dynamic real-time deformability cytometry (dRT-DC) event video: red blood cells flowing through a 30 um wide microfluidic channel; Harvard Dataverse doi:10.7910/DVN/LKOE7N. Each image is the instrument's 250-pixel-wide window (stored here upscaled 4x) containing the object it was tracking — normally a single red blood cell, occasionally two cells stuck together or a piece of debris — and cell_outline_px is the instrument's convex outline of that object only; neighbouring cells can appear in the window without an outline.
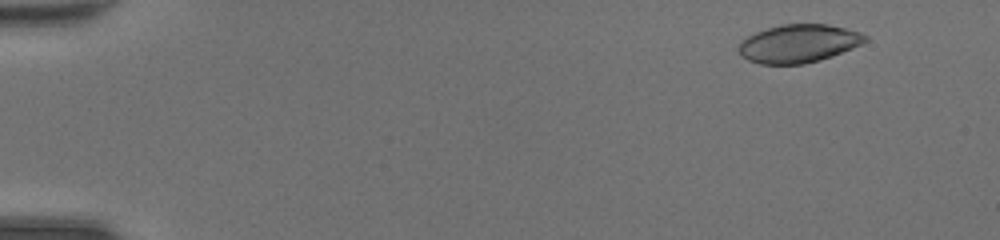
{"species": "common noctule bat (a hibernating species)", "species_latin": "Nyctalus noctula", "temperature_condition": "room temperature", "stored_images_in_passage": 48, "camera_frame_rate_fps": 3000, "um_per_image_px": 0.085, "animal": {"sex": "female", "body_mass_g": 20.0, "forearm_length_mm": 54.0}, "frame": {"image": 1, "passage_image": 5, "time_ms": 1.333, "image_size_px": [1000, 240], "cell_outline_px": [[868, 40], [852, 48], [832, 56], [820, 60], [804, 64], [760, 64], [748, 60], [740, 56], [736, 48], [740, 40], [756, 32], [780, 24], [828, 24], [860, 32], [868, 36]], "centroid_in_image_um": [67.84, 3.7], "position_along_channel_um": 17.2, "area_um2": 28.32}}
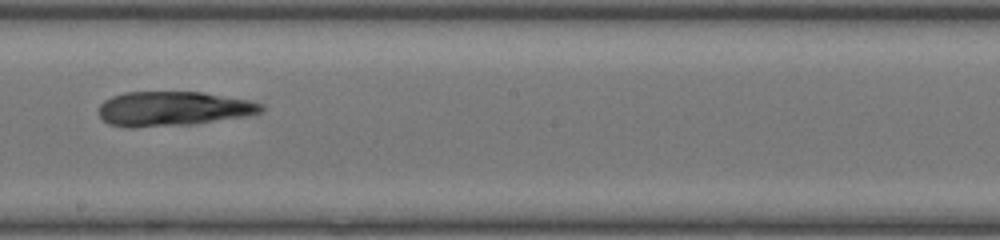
{"frame": {"image": 2, "passage_image": 29, "time_ms": 9.333, "image_size_px": [1000, 240], "cell_outline_px": [[264, 112], [248, 116], [196, 124], [132, 128], [124, 128], [108, 124], [100, 116], [100, 104], [104, 100], [112, 96], [124, 92], [200, 92], [248, 100], [264, 104]], "centroid_in_image_um": [14.73, 9.26], "position_along_channel_um": 233.5, "area_um2": 33.06}}
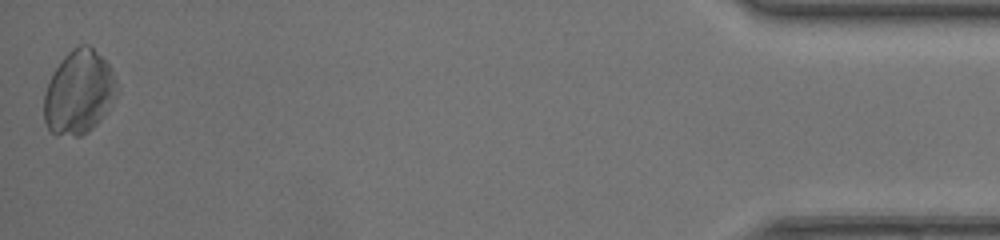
{"frame": {"image": 3, "passage_image": 48, "time_ms": 15.667, "image_size_px": [1000, 240], "cell_outline_px": [[120, 92], [104, 116], [88, 132], [80, 136], [56, 136], [48, 128], [44, 120], [44, 92], [48, 80], [52, 72], [64, 56], [72, 48], [80, 44], [88, 44], [108, 64], [112, 72]], "centroid_in_image_um": [6.7, 7.87], "position_along_channel_um": 428.5, "area_um2": 35.95}}